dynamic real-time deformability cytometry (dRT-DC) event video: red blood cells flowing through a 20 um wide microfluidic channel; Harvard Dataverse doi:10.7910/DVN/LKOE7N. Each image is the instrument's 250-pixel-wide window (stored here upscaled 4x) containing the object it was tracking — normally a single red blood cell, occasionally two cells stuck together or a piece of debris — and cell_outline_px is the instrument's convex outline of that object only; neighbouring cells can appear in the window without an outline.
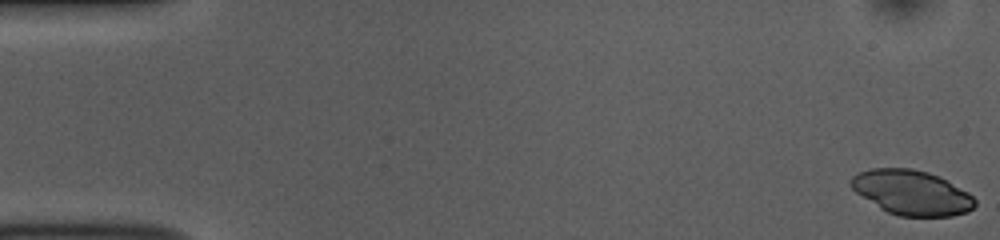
{"species": "common noctule bat (a hibernating species)", "species_latin": "Nyctalus noctula", "temperature_condition": "room temperature", "stored_images_in_passage": 51, "camera_frame_rate_fps": 3000, "um_per_image_px": 0.085, "animal": {"sex": "female", "body_mass_g": 10.0, "forearm_length_mm": 53.1}, "frame": {"image": 1, "passage_image": 1, "time_ms": 0.0, "image_size_px": [1000, 240], "cell_outline_px": [[976, 204], [968, 212], [952, 216], [900, 216], [888, 212], [880, 208], [856, 192], [848, 184], [852, 176], [860, 172], [872, 168], [912, 168], [928, 172], [940, 176], [968, 192], [976, 200]], "centroid_in_image_um": [77.5, 16.36], "position_along_channel_um": 7.5, "area_um2": 32.31}}